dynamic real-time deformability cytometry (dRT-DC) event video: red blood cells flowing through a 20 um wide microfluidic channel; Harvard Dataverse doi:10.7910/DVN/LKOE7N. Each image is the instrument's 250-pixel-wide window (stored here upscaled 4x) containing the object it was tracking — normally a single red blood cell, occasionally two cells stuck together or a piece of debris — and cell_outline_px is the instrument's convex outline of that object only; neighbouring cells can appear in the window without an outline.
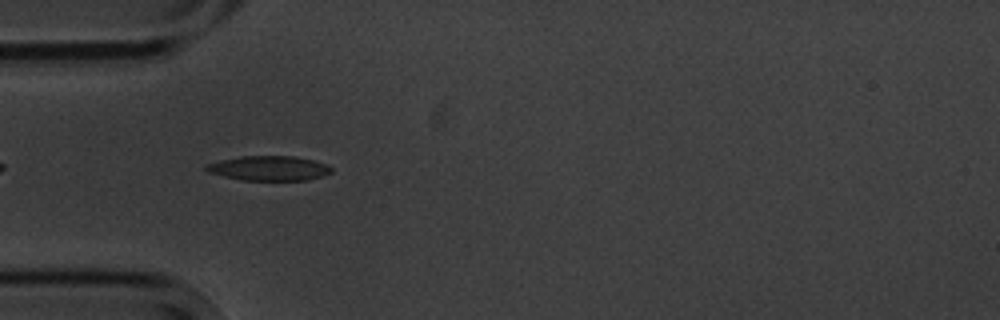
{"species": "common noctule bat (a hibernating species)", "species_latin": "Nyctalus noctula", "temperature_condition": "cold", "stored_images_in_passage": 3, "camera_frame_rate_fps": 3000, "um_per_image_px": 0.085, "animal": {"sex": "male", "body_mass_g": 20.1, "forearm_length_mm": 53.5}, "frame": {"image": 1, "passage_image": 2, "time_ms": 1.333, "image_size_px": [1000, 320], "cell_outline_px": [[332, 172], [324, 176], [308, 180], [240, 180], [208, 172], [204, 168], [204, 164], [220, 160], [240, 156], [296, 156], [328, 164], [332, 168]], "centroid_in_image_um": [22.87, 14.3], "position_along_channel_um": 62.1, "area_um2": 18.21}}
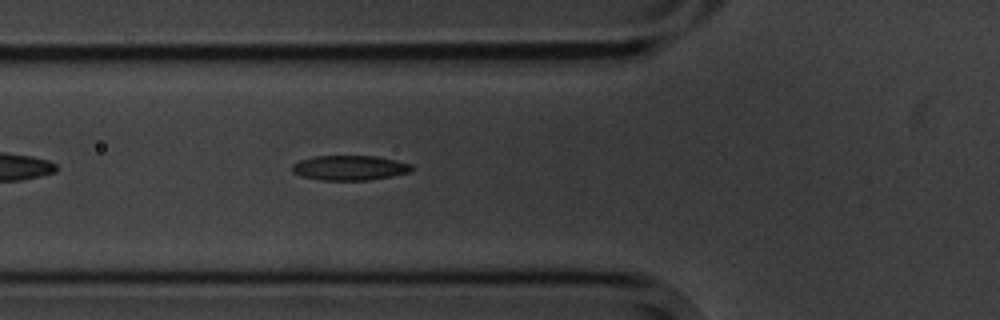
{"frame": {"image": 2, "passage_image": 3, "time_ms": 2.333, "image_size_px": [1000, 320], "cell_outline_px": [[412, 172], [392, 176], [368, 180], [320, 180], [304, 176], [292, 172], [292, 164], [300, 160], [316, 156], [376, 156], [396, 160], [412, 164]], "centroid_in_image_um": [29.75, 14.26], "position_along_channel_um": 96.0, "area_um2": 17.28}}